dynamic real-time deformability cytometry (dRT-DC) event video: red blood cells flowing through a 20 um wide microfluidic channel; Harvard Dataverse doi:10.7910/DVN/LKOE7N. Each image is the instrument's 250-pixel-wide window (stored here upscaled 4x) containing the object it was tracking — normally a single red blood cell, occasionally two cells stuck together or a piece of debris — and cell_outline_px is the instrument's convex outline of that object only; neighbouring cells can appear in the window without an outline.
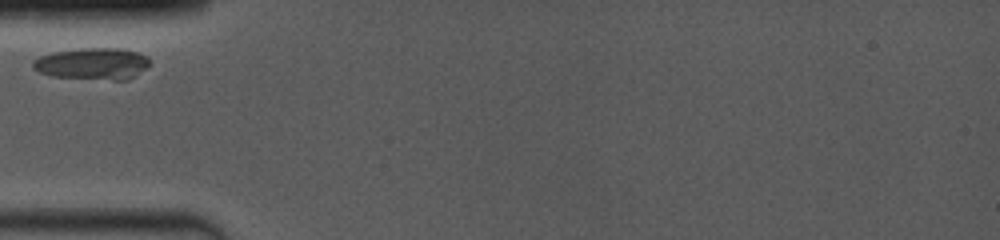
{"species": "common noctule bat (a hibernating species)", "species_latin": "Nyctalus noctula", "temperature_condition": "room temperature", "stored_images_in_passage": 3, "camera_frame_rate_fps": 4000, "um_per_image_px": 0.085, "animal": {"sex": "female", "body_mass_g": 19.0, "forearm_length_mm": 53.3}, "frame": {"image": 1, "passage_image": 1, "time_ms": 0.0, "image_size_px": [1000, 240], "cell_outline_px": [[152, 64], [148, 68], [128, 80], [112, 80], [52, 76], [40, 72], [32, 68], [32, 64], [40, 56], [52, 52], [80, 48], [120, 48], [136, 52], [144, 56]], "centroid_in_image_um": [7.89, 5.42], "position_along_channel_um": 77.1, "area_um2": 21.62}}
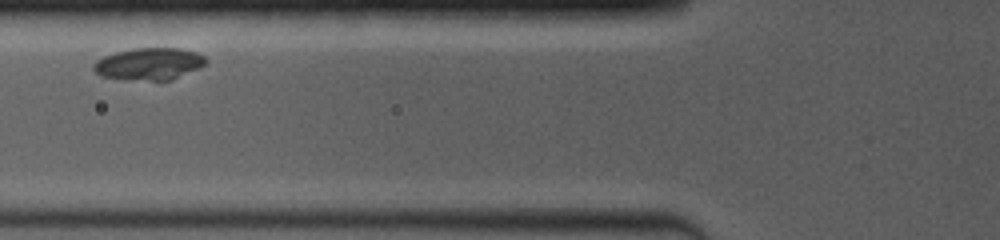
{"frame": {"image": 2, "passage_image": 2, "time_ms": 1.0, "image_size_px": [1000, 240], "cell_outline_px": [[208, 60], [200, 68], [172, 80], [124, 80], [100, 76], [92, 68], [92, 64], [96, 60], [104, 56], [116, 52], [132, 48], [180, 48], [196, 52], [204, 56]], "centroid_in_image_um": [12.66, 5.44], "position_along_channel_um": 113.1, "area_um2": 21.27}}